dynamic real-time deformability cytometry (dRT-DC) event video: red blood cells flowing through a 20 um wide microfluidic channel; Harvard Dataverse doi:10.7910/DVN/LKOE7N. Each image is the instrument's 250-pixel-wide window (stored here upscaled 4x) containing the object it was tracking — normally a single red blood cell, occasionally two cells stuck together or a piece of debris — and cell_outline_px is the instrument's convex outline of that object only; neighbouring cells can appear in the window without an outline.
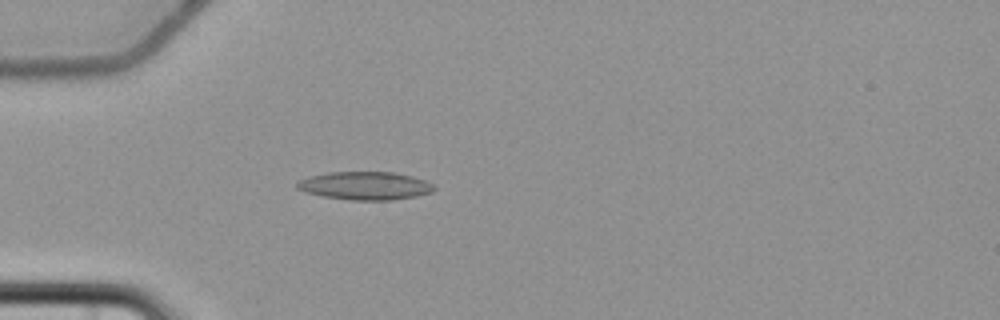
{"species": "common noctule bat (a hibernating species)", "species_latin": "Nyctalus noctula", "temperature_condition": "cold", "stored_images_in_passage": 6, "camera_frame_rate_fps": 3000, "um_per_image_px": 0.085, "animal": {"sex": "female", "body_mass_g": 22.7, "forearm_length_mm": 54.2}, "frame": {"image": 1, "passage_image": 6, "time_ms": 6.0, "image_size_px": [1000, 320], "cell_outline_px": [[436, 188], [432, 192], [416, 196], [392, 200], [352, 200], [324, 196], [304, 192], [296, 188], [296, 184], [300, 180], [308, 176], [328, 172], [392, 172], [412, 176], [424, 180], [432, 184]], "centroid_in_image_um": [31.02, 15.78], "position_along_channel_um": 54.0, "area_um2": 22.43}}